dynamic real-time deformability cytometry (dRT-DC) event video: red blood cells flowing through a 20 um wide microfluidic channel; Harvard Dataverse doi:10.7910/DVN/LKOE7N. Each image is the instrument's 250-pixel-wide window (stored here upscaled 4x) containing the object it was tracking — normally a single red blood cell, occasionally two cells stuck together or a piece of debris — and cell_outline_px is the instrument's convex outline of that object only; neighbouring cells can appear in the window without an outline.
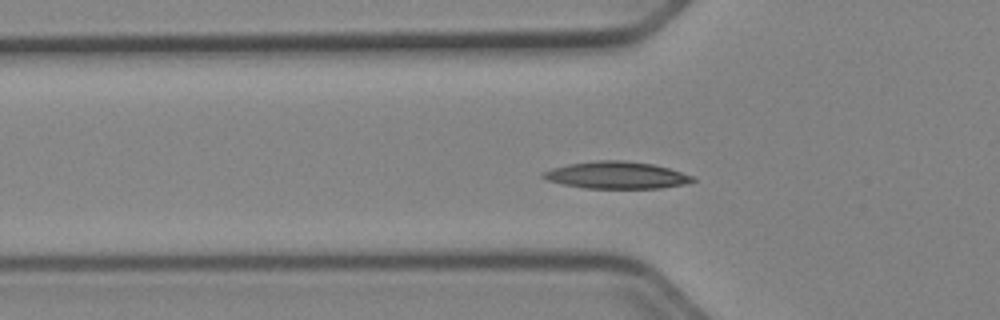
{"species": "Egyptian fruit bat (a non-hibernating species)", "species_latin": "Rousettus aegyptiacus", "temperature_condition": "cold", "stored_images_in_passage": 42, "camera_frame_rate_fps": 3000, "um_per_image_px": 0.085, "animal": {"sex": "female"}, "frame": {"image": 1, "passage_image": 7, "time_ms": 2.0, "image_size_px": [1000, 320], "cell_outline_px": [[696, 180], [684, 184], [660, 188], [584, 188], [564, 184], [548, 180], [540, 176], [540, 172], [552, 168], [568, 164], [596, 160], [624, 160], [652, 164], [668, 168], [692, 176]], "centroid_in_image_um": [52.35, 14.88], "position_along_channel_um": 73.4, "area_um2": 23.47}}
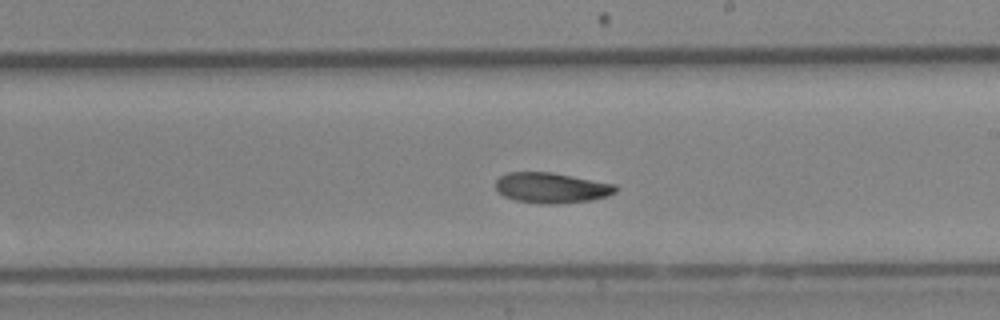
{"frame": {"image": 2, "passage_image": 20, "time_ms": 6.333, "image_size_px": [1000, 320], "cell_outline_px": [[616, 192], [608, 196], [592, 200], [560, 204], [540, 204], [516, 200], [504, 196], [496, 192], [496, 180], [500, 176], [508, 172], [552, 172], [616, 184]], "centroid_in_image_um": [46.87, 15.97], "position_along_channel_um": 242.1, "area_um2": 21.5}}
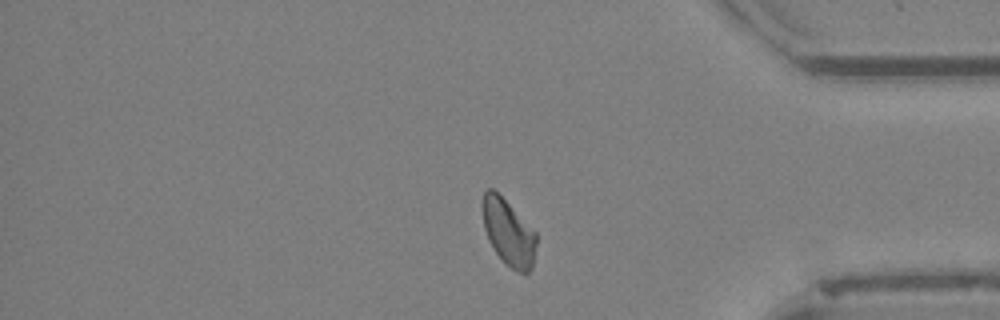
{"frame": {"image": 3, "passage_image": 33, "time_ms": 10.667, "image_size_px": [1000, 320], "cell_outline_px": [[536, 244], [532, 268], [528, 272], [516, 272], [496, 252], [488, 240], [484, 228], [484, 192], [488, 188], [492, 188], [536, 232]], "centroid_in_image_um": [43.24, 19.79], "position_along_channel_um": 392.0, "area_um2": 19.94}, "authors_computed_cell_mechanics": {"area_um2": 21.1837, "velocity_mm_per_s": 3.9065, "shape_relaxation_time_tau1_ms": 4.5732, "shape_relaxation_time_tau2_ms": null, "deformation_change_tau1": 0.1159, "deformation_change_tau2": null}}